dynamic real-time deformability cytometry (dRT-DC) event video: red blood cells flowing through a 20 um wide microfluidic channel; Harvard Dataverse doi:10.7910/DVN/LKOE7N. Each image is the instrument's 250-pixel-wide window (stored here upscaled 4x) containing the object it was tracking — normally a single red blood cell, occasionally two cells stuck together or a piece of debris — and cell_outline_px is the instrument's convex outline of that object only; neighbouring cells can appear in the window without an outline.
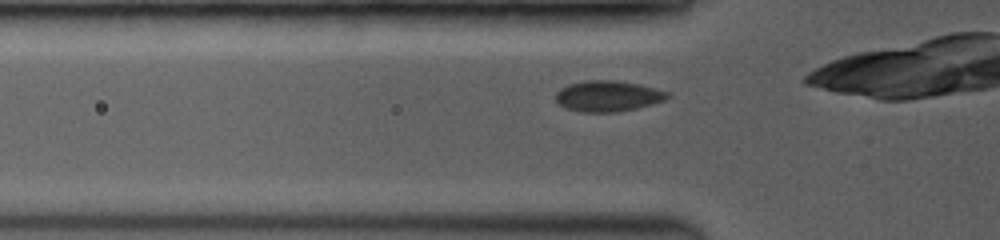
{"species": "common noctule bat (a hibernating species)", "species_latin": "Nyctalus noctula", "temperature_condition": "room temperature", "stored_images_in_passage": 19, "camera_frame_rate_fps": 3500, "um_per_image_px": 0.085, "animal": {"sex": "female", "body_mass_g": 19.0, "forearm_length_mm": 53.3}, "frame": {"image": 1, "passage_image": 3, "time_ms": 0.571, "image_size_px": [1000, 240], "cell_outline_px": [[672, 96], [664, 100], [636, 108], [616, 112], [580, 112], [564, 108], [556, 100], [556, 92], [560, 88], [568, 84], [588, 80], [612, 80], [636, 84], [668, 92]], "centroid_in_image_um": [51.62, 8.17], "position_along_channel_um": 74.2, "area_um2": 19.88}}
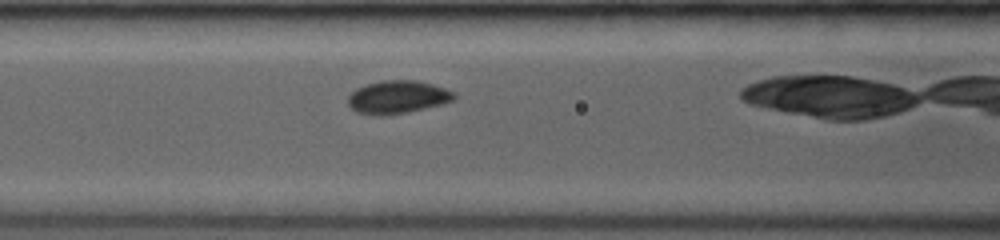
{"frame": {"image": 2, "passage_image": 10, "time_ms": 2.0, "image_size_px": [1000, 240], "cell_outline_px": [[456, 96], [452, 100], [440, 104], [408, 112], [384, 116], [376, 116], [356, 112], [348, 104], [348, 96], [356, 88], [380, 80], [416, 80], [432, 84], [456, 92]], "centroid_in_image_um": [33.77, 8.25], "position_along_channel_um": 132.8, "area_um2": 20.4}}